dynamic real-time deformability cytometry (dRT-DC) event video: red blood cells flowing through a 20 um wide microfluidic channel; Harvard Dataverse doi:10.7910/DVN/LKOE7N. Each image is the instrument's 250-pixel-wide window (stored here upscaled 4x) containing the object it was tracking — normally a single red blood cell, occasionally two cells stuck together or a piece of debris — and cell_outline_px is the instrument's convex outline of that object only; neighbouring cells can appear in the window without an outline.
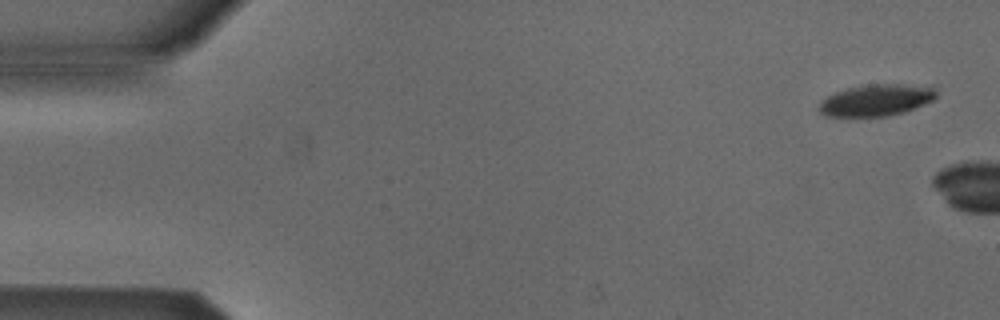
{"species": "Egyptian fruit bat (a non-hibernating species)", "species_latin": "Rousettus aegyptiacus", "temperature_condition": "cold", "stored_images_in_passage": 2, "camera_frame_rate_fps": 3000, "um_per_image_px": 0.085, "animal": {"sex": "male"}, "frame": {"image": 1, "passage_image": 1, "time_ms": 0.0, "image_size_px": [1000, 320], "cell_outline_px": [[936, 96], [932, 100], [924, 104], [904, 112], [888, 116], [824, 116], [816, 108], [820, 100], [836, 92], [848, 88], [868, 84], [904, 84], [932, 88], [936, 92]], "centroid_in_image_um": [74.41, 8.52], "position_along_channel_um": 10.6, "area_um2": 21.44}}